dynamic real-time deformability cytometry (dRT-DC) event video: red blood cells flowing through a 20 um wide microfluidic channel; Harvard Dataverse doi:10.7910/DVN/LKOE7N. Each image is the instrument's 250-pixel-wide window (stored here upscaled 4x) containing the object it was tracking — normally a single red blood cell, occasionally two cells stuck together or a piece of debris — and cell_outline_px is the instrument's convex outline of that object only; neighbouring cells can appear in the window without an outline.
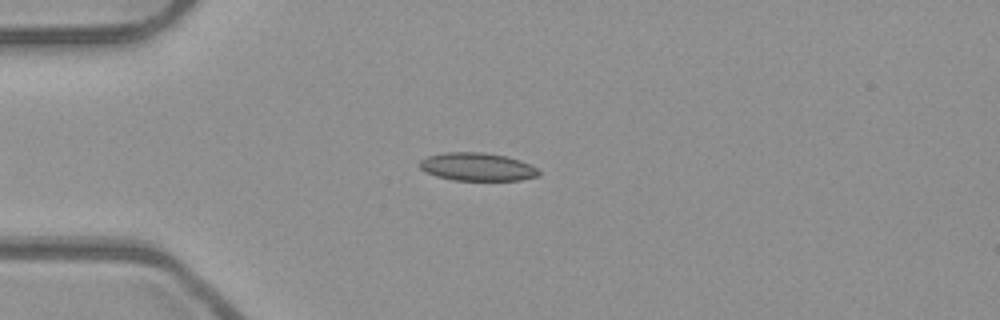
{"species": "common noctule bat (a hibernating species)", "species_latin": "Nyctalus noctula", "temperature_condition": "room temperature", "stored_images_in_passage": 49, "camera_frame_rate_fps": 3000, "um_per_image_px": 0.085, "animal": {"sex": "male", "body_mass_g": 23.1, "forearm_length_mm": 52.7}, "frame": {"image": 1, "passage_image": 14, "time_ms": 4.333, "image_size_px": [1000, 320], "cell_outline_px": [[540, 172], [536, 176], [520, 180], [452, 180], [436, 176], [420, 168], [420, 160], [428, 156], [444, 152], [484, 152], [508, 156], [520, 160], [536, 168]], "centroid_in_image_um": [40.55, 14.17], "position_along_channel_um": 44.4, "area_um2": 19.36}}
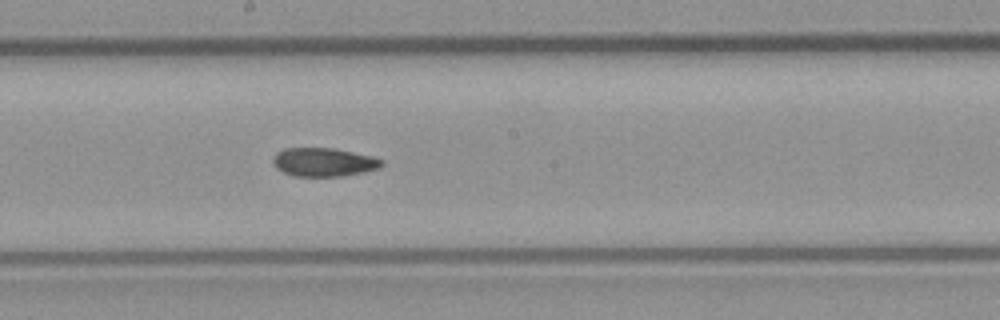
{"frame": {"image": 2, "passage_image": 29, "time_ms": 9.333, "image_size_px": [1000, 320], "cell_outline_px": [[384, 164], [380, 168], [364, 172], [344, 176], [296, 176], [284, 172], [276, 168], [272, 164], [272, 160], [276, 152], [284, 148], [332, 148], [372, 156], [384, 160]], "centroid_in_image_um": [27.52, 13.78], "position_along_channel_um": 220.7, "area_um2": 18.21}}
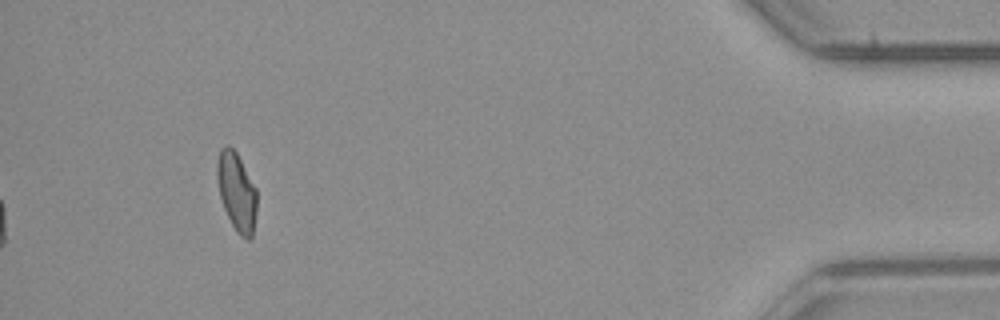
{"frame": {"image": 3, "passage_image": 49, "time_ms": 16.0, "image_size_px": [1000, 320], "cell_outline_px": [[256, 212], [252, 236], [248, 240], [240, 236], [236, 232], [224, 208], [220, 196], [216, 176], [216, 164], [220, 148], [228, 144], [236, 152], [256, 188]], "centroid_in_image_um": [20.1, 16.28], "position_along_channel_um": 415.1, "area_um2": 18.09}, "authors_computed_cell_mechanics": {"area_um2": 18.5538, "velocity_mm_per_s": 3.9538, "shape_relaxation_time_tau1_ms": null, "shape_relaxation_time_tau2_ms": 5.6336, "deformation_change_tau1": null, "deformation_change_tau2": 0.1124}}